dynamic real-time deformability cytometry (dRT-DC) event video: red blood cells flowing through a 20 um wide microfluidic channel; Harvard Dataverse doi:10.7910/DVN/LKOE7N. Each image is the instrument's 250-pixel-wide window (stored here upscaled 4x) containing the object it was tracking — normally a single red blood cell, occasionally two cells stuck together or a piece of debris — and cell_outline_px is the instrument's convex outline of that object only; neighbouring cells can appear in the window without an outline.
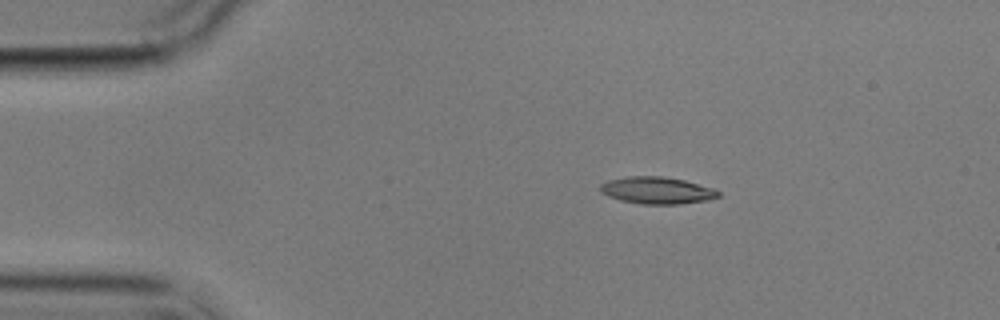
{"species": "common noctule bat (a hibernating species)", "species_latin": "Nyctalus noctula", "temperature_condition": "cold", "stored_images_in_passage": 13, "camera_frame_rate_fps": 3000, "um_per_image_px": 0.085, "animal": {"sex": "male", "body_mass_g": 17.9}, "frame": {"image": 1, "passage_image": 1, "time_ms": 0.0, "image_size_px": [1000, 320], "cell_outline_px": [[720, 196], [708, 200], [680, 204], [640, 204], [620, 200], [608, 196], [600, 192], [600, 184], [608, 180], [628, 176], [664, 176], [684, 180], [716, 188], [720, 192]], "centroid_in_image_um": [55.86, 16.18], "position_along_channel_um": 29.1, "area_um2": 18.79}}
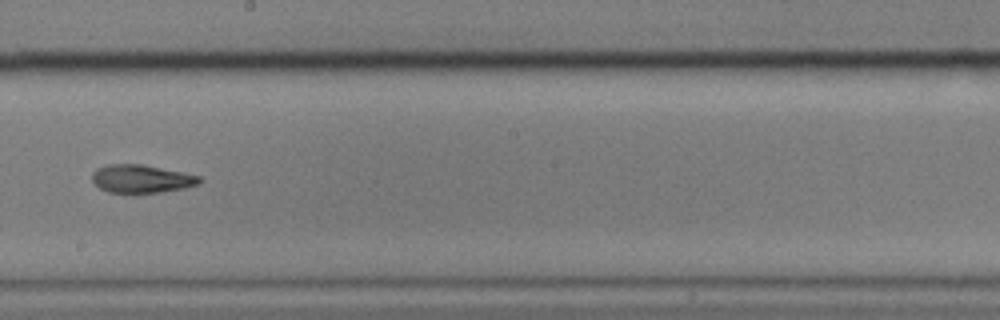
{"frame": {"image": 2, "passage_image": 7, "time_ms": 7.333, "image_size_px": [1000, 320], "cell_outline_px": [[204, 180], [196, 184], [184, 188], [160, 192], [108, 192], [100, 188], [92, 180], [92, 172], [96, 168], [108, 164], [140, 164], [200, 176]], "centroid_in_image_um": [11.99, 15.19], "position_along_channel_um": 236.2, "area_um2": 17.28}}
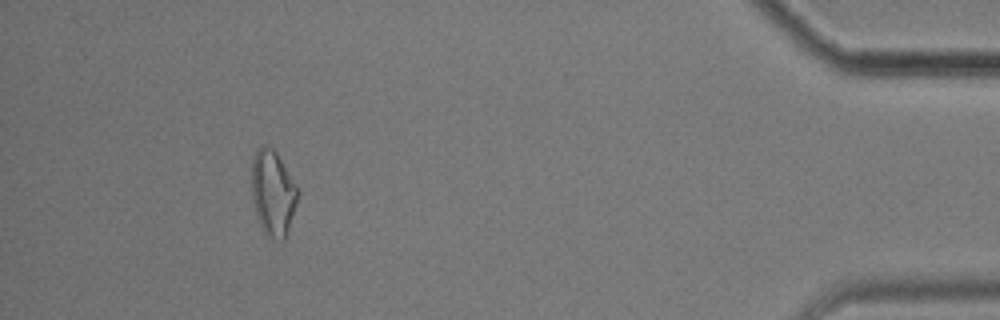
{"frame": {"image": 3, "passage_image": 12, "time_ms": 14.0, "image_size_px": [1000, 320], "cell_outline_px": [[300, 192], [288, 236], [284, 240], [280, 240], [264, 232], [256, 216], [252, 200], [252, 160], [256, 152], [264, 144], [272, 148], [276, 152], [300, 188]], "centroid_in_image_um": [23.24, 16.41], "position_along_channel_um": 412.0, "area_um2": 23.29}, "authors_computed_cell_mechanics": {"area_um2": 18.207, "velocity_mm_per_s": 3.5137, "shape_relaxation_time_tau1_ms": 5.0014, "shape_relaxation_time_tau2_ms": null, "deformation_change_tau1": 0.1444, "deformation_change_tau2": null}}